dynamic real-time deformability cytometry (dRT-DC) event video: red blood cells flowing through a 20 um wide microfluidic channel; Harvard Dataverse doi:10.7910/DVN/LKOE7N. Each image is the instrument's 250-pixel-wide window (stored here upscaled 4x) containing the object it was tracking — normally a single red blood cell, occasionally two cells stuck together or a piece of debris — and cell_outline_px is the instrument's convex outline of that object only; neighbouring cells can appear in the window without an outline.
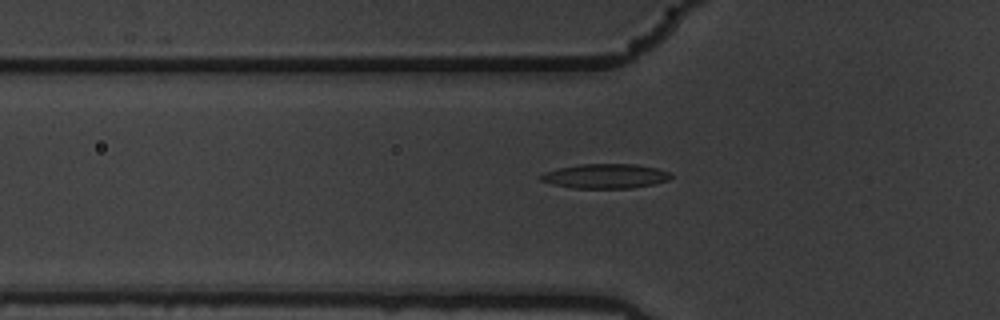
{"species": "common noctule bat (a hibernating species)", "species_latin": "Nyctalus noctula", "temperature_condition": "warm", "stored_images_in_passage": 46, "camera_frame_rate_fps": 3000, "um_per_image_px": 0.085, "animal": {"sex": "male", "body_mass_g": 19.5, "forearm_length_mm": 54.6}, "frame": {"image": 1, "passage_image": 8, "time_ms": 2.333, "image_size_px": [1000, 320], "cell_outline_px": [[672, 176], [668, 180], [652, 184], [632, 188], [572, 188], [552, 184], [540, 180], [540, 176], [544, 172], [560, 168], [580, 164], [636, 164], [656, 168], [672, 172]], "centroid_in_image_um": [51.47, 14.97], "position_along_channel_um": 74.3, "area_um2": 18.55}}
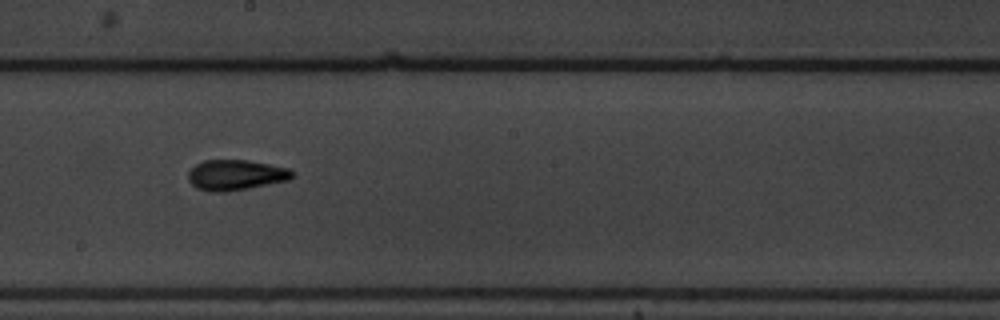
{"frame": {"image": 2, "passage_image": 21, "time_ms": 6.667, "image_size_px": [1000, 320], "cell_outline_px": [[296, 176], [288, 180], [228, 192], [212, 192], [196, 188], [188, 180], [188, 172], [196, 164], [204, 160], [248, 160], [288, 168], [296, 172]], "centroid_in_image_um": [20.05, 14.88], "position_along_channel_um": 228.2, "area_um2": 18.55}}
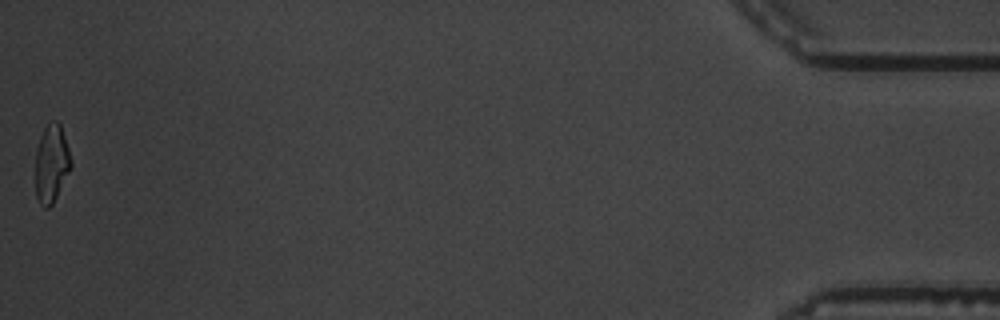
{"frame": {"image": 3, "passage_image": 46, "time_ms": 15.0, "image_size_px": [1000, 320], "cell_outline_px": [[72, 164], [52, 204], [48, 208], [44, 208], [40, 204], [36, 196], [36, 148], [40, 136], [44, 128], [52, 120], [56, 120], [60, 124], [72, 160]], "centroid_in_image_um": [4.36, 13.88], "position_along_channel_um": 430.8, "area_um2": 15.9}, "authors_computed_cell_mechanics": {"area_um2": 17.3689, "velocity_mm_per_s": 3.5402, "shape_relaxation_time_tau1_ms": 9.4686, "shape_relaxation_time_tau2_ms": 2.9882, "deformation_change_tau1": 0.2559, "deformation_change_tau2": 0.1121}}